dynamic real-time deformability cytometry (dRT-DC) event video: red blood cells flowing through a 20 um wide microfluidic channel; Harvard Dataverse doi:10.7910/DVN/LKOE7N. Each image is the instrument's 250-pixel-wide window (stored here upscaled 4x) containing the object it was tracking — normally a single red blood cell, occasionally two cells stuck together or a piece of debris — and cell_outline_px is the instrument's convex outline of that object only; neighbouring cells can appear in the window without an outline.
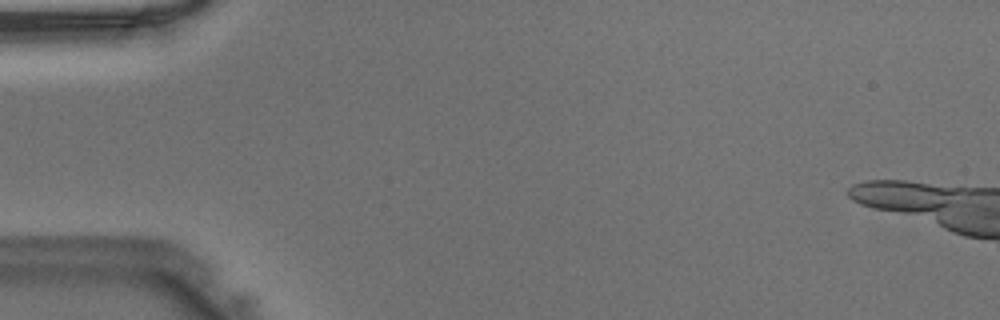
{"species": "Egyptian fruit bat (a non-hibernating species)", "species_latin": "Rousettus aegyptiacus", "temperature_condition": "warm", "stored_images_in_passage": 1, "camera_frame_rate_fps": 3000, "um_per_image_px": 0.085, "animal": {"sex": "male"}, "frame": {"image": 1, "passage_image": 1, "time_ms": 0.0, "image_size_px": [1000, 320], "cell_outline_px": [[960, 188], [936, 212], [932, 212], [880, 208], [864, 204], [856, 200], [848, 192], [860, 184], [876, 180], [892, 180]], "centroid_in_image_um": [76.75, 16.6], "position_along_channel_um": 8.3, "area_um2": 17.98}}